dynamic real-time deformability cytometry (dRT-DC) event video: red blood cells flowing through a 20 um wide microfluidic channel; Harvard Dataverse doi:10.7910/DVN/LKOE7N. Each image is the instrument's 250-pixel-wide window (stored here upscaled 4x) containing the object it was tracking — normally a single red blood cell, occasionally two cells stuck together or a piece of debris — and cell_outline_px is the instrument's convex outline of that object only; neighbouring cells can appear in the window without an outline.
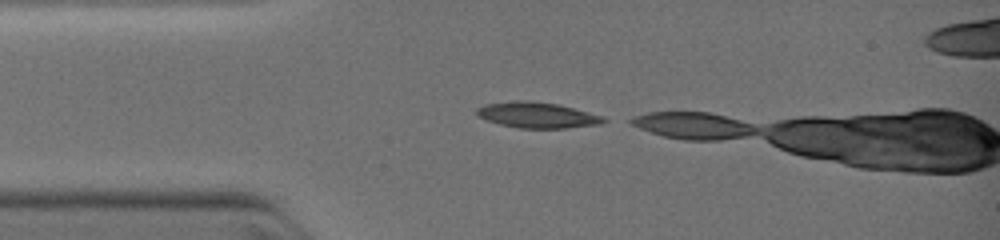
{"species": "common noctule bat (a hibernating species)", "species_latin": "Nyctalus noctula", "temperature_condition": "warm", "stored_images_in_passage": 3, "camera_frame_rate_fps": 3000, "um_per_image_px": 0.085, "animal": {"sex": "female", "body_mass_g": 19.0, "forearm_length_mm": 51.5}, "frame": {"image": 1, "passage_image": 1, "time_ms": 0.0, "image_size_px": [1000, 240], "cell_outline_px": [[608, 120], [604, 124], [564, 128], [516, 128], [500, 124], [476, 116], [476, 108], [484, 104], [512, 100], [532, 100], [560, 104], [588, 112], [600, 116]], "centroid_in_image_um": [45.63, 9.77], "position_along_channel_um": 39.4, "area_um2": 19.31}}